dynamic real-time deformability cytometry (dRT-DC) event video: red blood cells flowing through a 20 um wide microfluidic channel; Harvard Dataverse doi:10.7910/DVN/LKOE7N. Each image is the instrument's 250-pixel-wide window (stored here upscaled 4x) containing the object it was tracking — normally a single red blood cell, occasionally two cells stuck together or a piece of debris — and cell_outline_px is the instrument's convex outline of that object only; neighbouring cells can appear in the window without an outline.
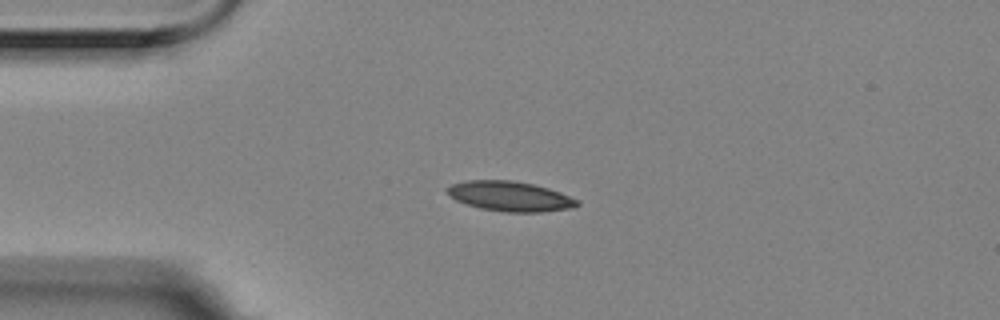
{"species": "Egyptian fruit bat (a non-hibernating species)", "species_latin": "Rousettus aegyptiacus", "temperature_condition": "room temperature", "stored_images_in_passage": 5, "camera_frame_rate_fps": 3000, "um_per_image_px": 0.085, "animal": {"sex": "female"}, "frame": {"image": 1, "passage_image": 1, "time_ms": 0.0, "image_size_px": [1000, 320], "cell_outline_px": [[580, 204], [576, 208], [540, 212], [504, 212], [480, 208], [456, 200], [444, 188], [452, 184], [468, 180], [512, 180], [532, 184], [548, 188], [560, 192], [580, 200]], "centroid_in_image_um": [43.41, 16.69], "position_along_channel_um": 41.6, "area_um2": 22.72}}
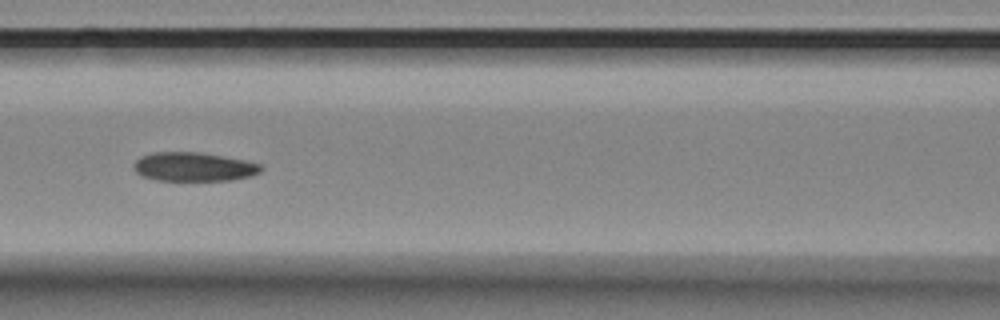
{"frame": {"image": 2, "passage_image": 4, "time_ms": 1.0, "image_size_px": [1000, 320], "cell_outline_px": [[264, 168], [260, 172], [252, 176], [232, 180], [156, 180], [140, 176], [132, 168], [132, 164], [140, 156], [152, 152], [200, 152], [244, 160], [260, 164]], "centroid_in_image_um": [16.43, 14.18], "position_along_channel_um": 150.2, "area_um2": 21.62}}
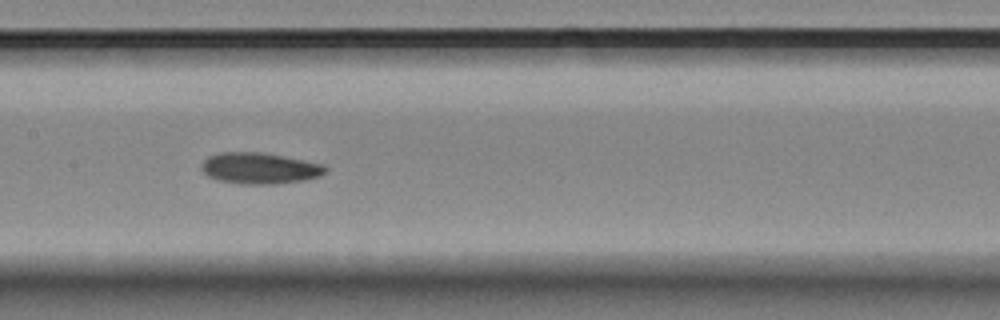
{"frame": {"image": 3, "passage_image": 5, "time_ms": 1.333, "image_size_px": [1000, 320], "cell_outline_px": [[328, 168], [320, 176], [304, 180], [272, 184], [244, 184], [216, 180], [208, 176], [200, 168], [200, 164], [208, 156], [220, 152], [260, 152], [324, 164]], "centroid_in_image_um": [22.03, 14.3], "position_along_channel_um": 185.4, "area_um2": 22.48}}